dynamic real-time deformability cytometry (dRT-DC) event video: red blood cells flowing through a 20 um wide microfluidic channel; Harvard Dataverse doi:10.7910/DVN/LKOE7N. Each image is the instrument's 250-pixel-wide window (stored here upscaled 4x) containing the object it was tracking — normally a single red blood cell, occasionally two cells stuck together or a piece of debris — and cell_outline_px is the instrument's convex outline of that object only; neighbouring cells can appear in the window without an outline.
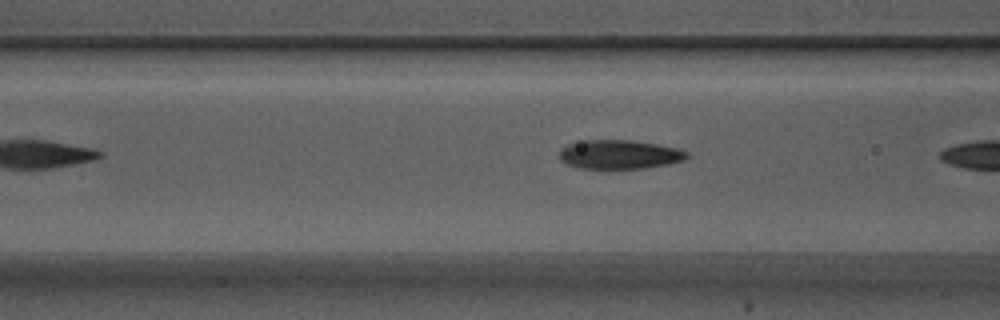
{"species": "Egyptian fruit bat (a non-hibernating species)", "species_latin": "Rousettus aegyptiacus", "temperature_condition": "warm", "stored_images_in_passage": 5, "camera_frame_rate_fps": 3000, "um_per_image_px": 0.085, "animal": {"sex": "male"}, "frame": {"image": 1, "passage_image": 3, "time_ms": 0.667, "image_size_px": [1000, 320], "cell_outline_px": [[688, 156], [684, 160], [668, 164], [644, 168], [580, 168], [568, 164], [560, 160], [560, 148], [568, 144], [588, 140], [632, 140], [656, 144], [676, 148], [688, 152]], "centroid_in_image_um": [52.65, 13.12], "position_along_channel_um": 114.0, "area_um2": 21.33}}